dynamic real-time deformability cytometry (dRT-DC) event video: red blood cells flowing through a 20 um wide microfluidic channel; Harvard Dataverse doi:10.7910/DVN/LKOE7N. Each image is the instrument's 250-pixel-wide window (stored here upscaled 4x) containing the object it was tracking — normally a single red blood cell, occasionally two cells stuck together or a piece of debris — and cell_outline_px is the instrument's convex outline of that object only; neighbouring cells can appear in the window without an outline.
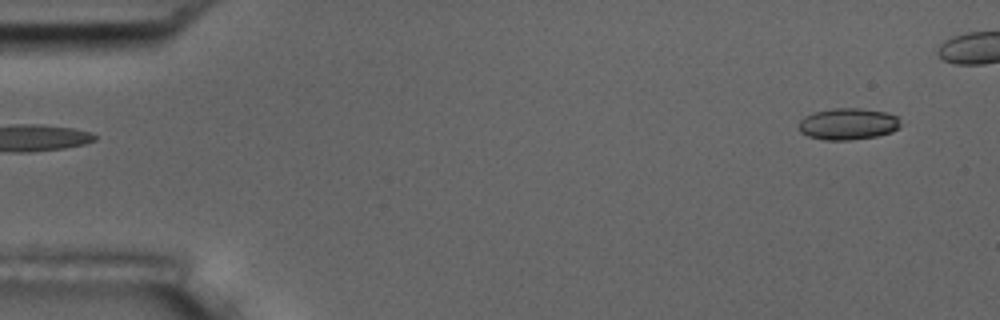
{"species": "common noctule bat (a hibernating species)", "species_latin": "Nyctalus noctula", "temperature_condition": "room temperature", "stored_images_in_passage": 2, "camera_frame_rate_fps": 3000, "um_per_image_px": 0.085, "animal": {"sex": "male", "body_mass_g": 17.5, "forearm_length_mm": 52.3}, "frame": {"image": 1, "passage_image": 2, "time_ms": 2.0, "image_size_px": [1000, 320], "cell_outline_px": [[900, 128], [892, 132], [876, 136], [848, 140], [824, 140], [808, 136], [800, 132], [796, 128], [800, 120], [804, 116], [812, 112], [832, 108], [860, 108], [884, 112], [900, 116]], "centroid_in_image_um": [72.06, 10.53], "position_along_channel_um": 12.9, "area_um2": 19.07}}